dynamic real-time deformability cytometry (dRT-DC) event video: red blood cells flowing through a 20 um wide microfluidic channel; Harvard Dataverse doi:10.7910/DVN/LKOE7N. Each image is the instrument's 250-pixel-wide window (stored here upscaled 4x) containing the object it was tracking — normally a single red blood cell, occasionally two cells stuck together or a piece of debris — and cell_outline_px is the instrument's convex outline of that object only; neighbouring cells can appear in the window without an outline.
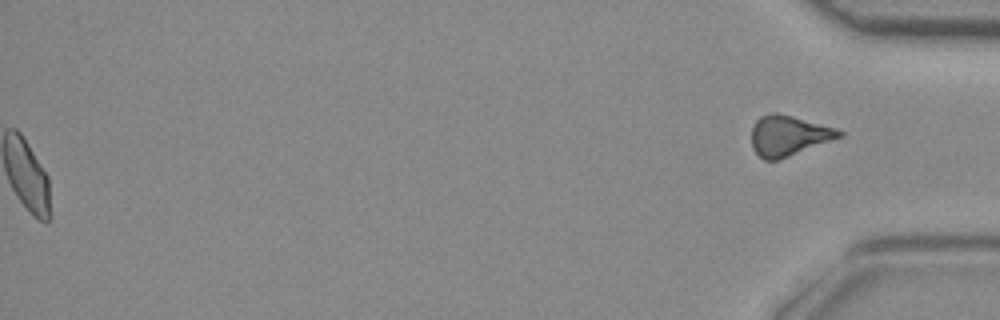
{"species": "common noctule bat (a hibernating species)", "species_latin": "Nyctalus noctula", "temperature_condition": "room temperature", "stored_images_in_passage": 48, "segment_of_instrument_passage": [2, 2], "camera_frame_rate_fps": 3000, "um_per_image_px": 0.085, "animal": {"sex": "female", "body_mass_g": 29.2, "forearm_length_mm": 56.3}, "frame": {"image": 1, "passage_image": 48, "time_ms": 15.667, "image_size_px": [1000, 320], "cell_outline_px": [[844, 136], [780, 160], [764, 160], [752, 148], [752, 128], [756, 120], [760, 116], [772, 112], [776, 112], [792, 116], [836, 128], [844, 132]], "centroid_in_image_um": [67.04, 11.53], "position_along_channel_um": 368.2, "area_um2": 20.69}}